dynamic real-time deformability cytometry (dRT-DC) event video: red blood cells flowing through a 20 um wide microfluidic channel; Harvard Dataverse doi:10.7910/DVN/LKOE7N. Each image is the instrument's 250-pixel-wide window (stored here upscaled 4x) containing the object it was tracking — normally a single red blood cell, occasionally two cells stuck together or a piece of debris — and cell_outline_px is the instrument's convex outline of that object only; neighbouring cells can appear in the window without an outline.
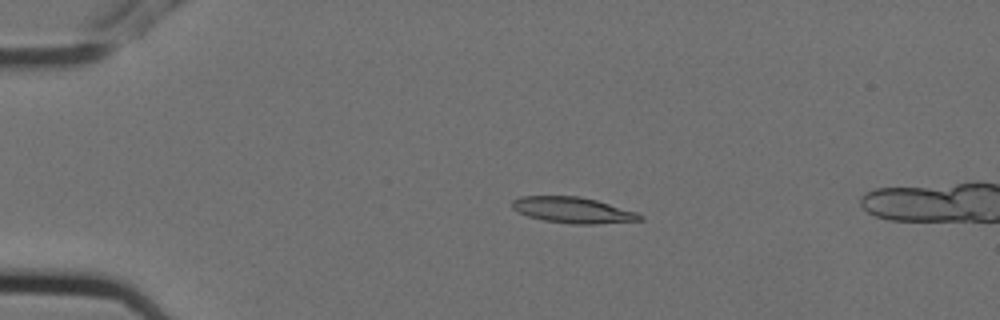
{"species": "Egyptian fruit bat (a non-hibernating species)", "species_latin": "Rousettus aegyptiacus", "temperature_condition": "cold", "stored_images_in_passage": 3, "camera_frame_rate_fps": 3000, "um_per_image_px": 0.085, "animal": {"sex": "female"}, "frame": {"image": 1, "passage_image": 1, "time_ms": 0.0, "image_size_px": [1000, 320], "cell_outline_px": [[644, 220], [596, 224], [576, 224], [544, 220], [528, 216], [512, 208], [512, 200], [520, 196], [580, 196], [596, 200], [636, 212], [644, 216]], "centroid_in_image_um": [48.71, 17.85], "position_along_channel_um": 36.3, "area_um2": 19.19}}